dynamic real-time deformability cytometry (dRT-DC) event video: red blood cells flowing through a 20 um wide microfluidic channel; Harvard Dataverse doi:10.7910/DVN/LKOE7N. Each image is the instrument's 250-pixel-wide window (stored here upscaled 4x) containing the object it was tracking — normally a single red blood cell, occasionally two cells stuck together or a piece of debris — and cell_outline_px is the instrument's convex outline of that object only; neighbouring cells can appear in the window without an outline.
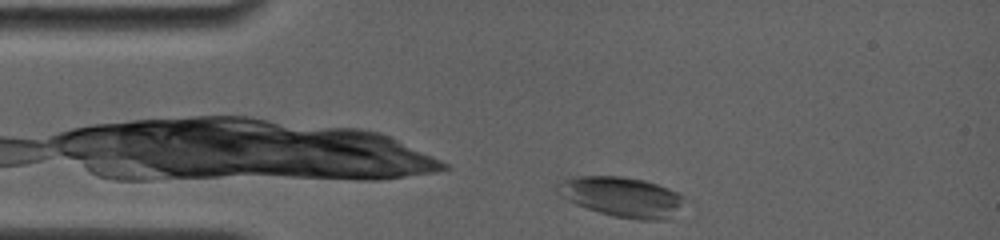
{"species": "common noctule bat (a hibernating species)", "species_latin": "Nyctalus noctula", "temperature_condition": "room temperature", "stored_images_in_passage": 27, "camera_frame_rate_fps": 4000, "um_per_image_px": 0.085, "animal": {"sex": "female", "body_mass_g": 19.0, "forearm_length_mm": 56.7}, "frame": {"image": 1, "passage_image": 1, "time_ms": 0.0, "image_size_px": [1000, 240], "cell_outline_px": [[684, 196], [680, 204], [664, 220], [636, 220], [612, 216], [576, 204], [568, 200], [556, 192], [552, 188], [556, 184], [572, 176], [624, 176], [644, 180], [668, 188]], "centroid_in_image_um": [52.76, 16.71], "position_along_channel_um": 32.2, "area_um2": 29.25}}
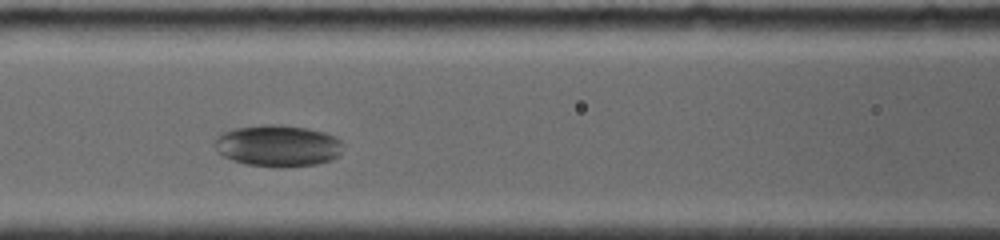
{"frame": {"image": 2, "passage_image": 12, "time_ms": 2.75, "image_size_px": [1000, 240], "cell_outline_px": [[340, 152], [332, 160], [316, 164], [248, 164], [232, 160], [216, 152], [216, 136], [224, 132], [236, 128], [264, 124], [276, 124], [308, 128], [324, 132], [340, 140]], "centroid_in_image_um": [23.58, 12.34], "position_along_channel_um": 143.0, "area_um2": 29.94}}
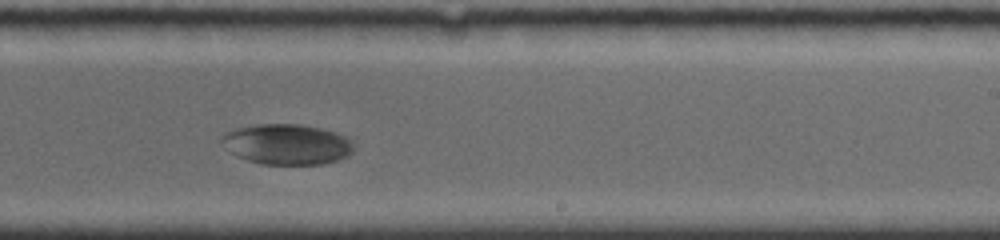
{"frame": {"image": 3, "passage_image": 20, "time_ms": 4.75, "image_size_px": [1000, 240], "cell_outline_px": [[352, 152], [348, 156], [336, 160], [320, 164], [260, 164], [236, 156], [228, 152], [220, 140], [220, 136], [224, 132], [236, 128], [260, 124], [296, 124], [320, 128], [336, 132], [344, 136], [352, 144]], "centroid_in_image_um": [24.32, 12.26], "position_along_channel_um": 264.7, "area_um2": 31.1}}